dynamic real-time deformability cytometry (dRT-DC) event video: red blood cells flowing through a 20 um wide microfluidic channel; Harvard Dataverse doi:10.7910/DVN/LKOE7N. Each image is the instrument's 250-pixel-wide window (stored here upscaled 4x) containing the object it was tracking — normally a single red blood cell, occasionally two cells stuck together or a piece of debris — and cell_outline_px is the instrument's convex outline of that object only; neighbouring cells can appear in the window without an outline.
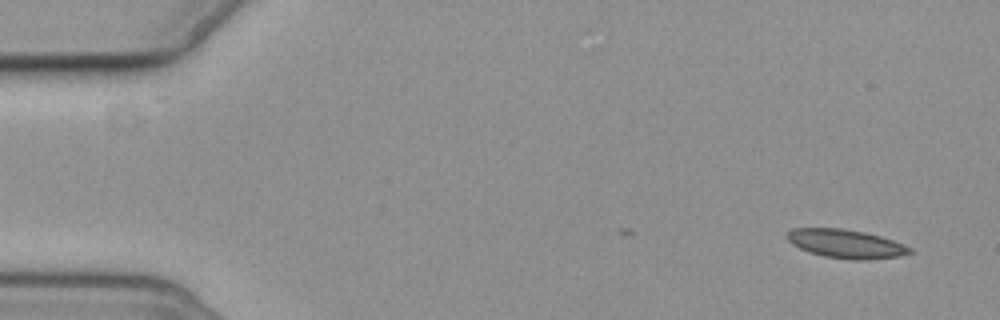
{"species": "common noctule bat (a hibernating species)", "species_latin": "Nyctalus noctula", "temperature_condition": "cold", "stored_images_in_passage": 2, "camera_frame_rate_fps": 3000, "um_per_image_px": 0.085, "animal": {"sex": "female", "body_mass_g": 19.3, "forearm_length_mm": 54.1}, "frame": {"image": 1, "passage_image": 2, "time_ms": 1.333, "image_size_px": [1000, 320], "cell_outline_px": [[916, 252], [900, 256], [864, 260], [852, 260], [824, 256], [808, 252], [792, 244], [788, 240], [788, 232], [792, 228], [840, 228], [864, 232], [880, 236], [904, 244], [912, 248]], "centroid_in_image_um": [71.94, 20.73], "position_along_channel_um": 13.1, "area_um2": 20.52}}